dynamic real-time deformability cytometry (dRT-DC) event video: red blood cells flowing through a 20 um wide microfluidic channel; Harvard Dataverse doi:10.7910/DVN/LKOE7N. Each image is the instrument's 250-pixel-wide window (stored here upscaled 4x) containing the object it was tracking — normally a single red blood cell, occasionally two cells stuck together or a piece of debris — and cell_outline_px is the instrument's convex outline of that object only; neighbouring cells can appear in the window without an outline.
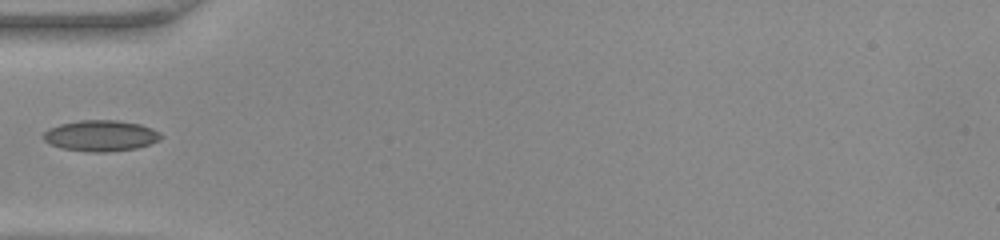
{"species": "common noctule bat (a hibernating species)", "species_latin": "Nyctalus noctula", "temperature_condition": "warm", "stored_images_in_passage": 3, "camera_frame_rate_fps": 3000, "um_per_image_px": 0.085, "animal": {"sex": "female", "body_mass_g": 22.0, "forearm_length_mm": 56.7}, "frame": {"image": 1, "passage_image": 1, "time_ms": 0.0, "image_size_px": [1000, 240], "cell_outline_px": [[164, 136], [160, 140], [136, 148], [104, 152], [88, 152], [64, 148], [52, 144], [44, 140], [44, 132], [48, 128], [60, 124], [80, 120], [116, 120], [140, 124], [152, 128], [160, 132]], "centroid_in_image_um": [8.59, 11.52], "position_along_channel_um": 76.4, "area_um2": 21.1}}